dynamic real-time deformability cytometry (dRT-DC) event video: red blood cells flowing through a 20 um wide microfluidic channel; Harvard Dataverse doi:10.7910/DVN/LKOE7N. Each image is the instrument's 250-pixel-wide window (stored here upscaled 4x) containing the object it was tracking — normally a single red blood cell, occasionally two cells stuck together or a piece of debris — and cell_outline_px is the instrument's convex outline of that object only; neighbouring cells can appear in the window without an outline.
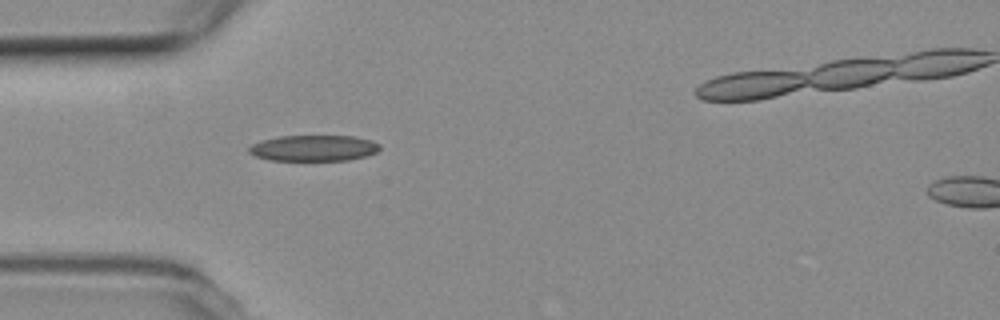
{"species": "common noctule bat (a hibernating species)", "species_latin": "Nyctalus noctula", "temperature_condition": "room temperature", "stored_images_in_passage": 34, "camera_frame_rate_fps": 3000, "um_per_image_px": 0.085, "animal": {"sex": "female", "body_mass_g": 19.3, "forearm_length_mm": 54.1}, "frame": {"image": 1, "passage_image": 1, "time_ms": 0.0, "image_size_px": [1000, 320], "cell_outline_px": [[380, 148], [376, 152], [368, 156], [348, 160], [268, 160], [256, 156], [248, 152], [248, 148], [252, 144], [264, 140], [280, 136], [356, 136], [372, 140], [380, 144]], "centroid_in_image_um": [26.7, 12.59], "position_along_channel_um": 58.3, "area_um2": 19.83}}
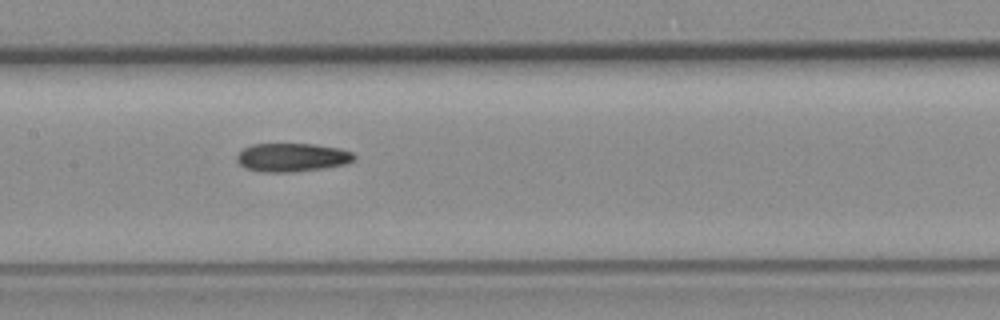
{"frame": {"image": 2, "passage_image": 11, "time_ms": 3.333, "image_size_px": [1000, 320], "cell_outline_px": [[356, 160], [344, 164], [324, 168], [292, 172], [264, 172], [244, 168], [236, 160], [236, 156], [244, 148], [252, 144], [316, 144], [340, 148], [352, 152], [356, 156]], "centroid_in_image_um": [24.84, 13.38], "position_along_channel_um": 182.6, "area_um2": 19.59}}
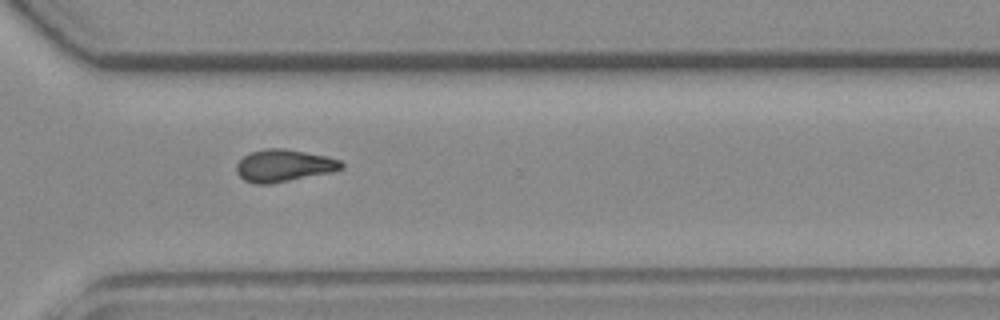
{"frame": {"image": 3, "passage_image": 24, "time_ms": 7.667, "image_size_px": [1000, 320], "cell_outline_px": [[344, 168], [332, 172], [268, 184], [256, 184], [244, 180], [236, 172], [236, 164], [244, 156], [252, 152], [264, 148], [284, 148], [328, 156], [340, 160], [344, 164]], "centroid_in_image_um": [24.14, 14.07], "position_along_channel_um": 346.5, "area_um2": 19.71}}